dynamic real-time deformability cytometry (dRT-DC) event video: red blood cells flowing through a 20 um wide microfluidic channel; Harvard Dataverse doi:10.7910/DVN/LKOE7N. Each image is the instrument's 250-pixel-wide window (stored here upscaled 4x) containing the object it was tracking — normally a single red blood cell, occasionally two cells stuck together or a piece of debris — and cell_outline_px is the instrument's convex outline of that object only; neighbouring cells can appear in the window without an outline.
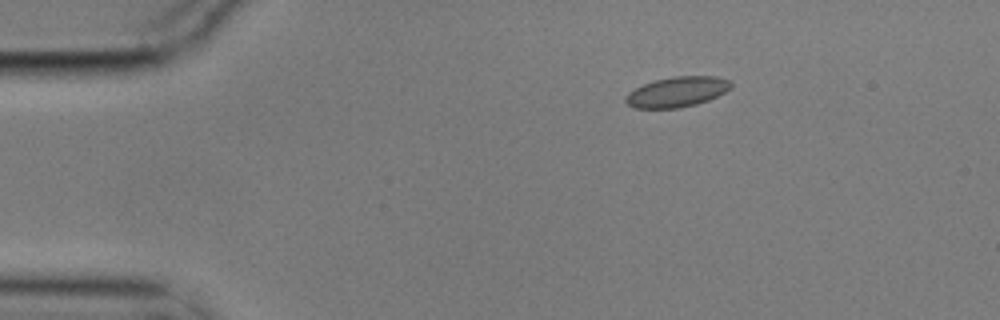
{"species": "common noctule bat (a hibernating species)", "species_latin": "Nyctalus noctula", "temperature_condition": "cold", "stored_images_in_passage": 5, "camera_frame_rate_fps": 3000, "um_per_image_px": 0.085, "animal": {"sex": "male", "body_mass_g": 17.9}, "frame": {"image": 1, "passage_image": 3, "time_ms": 0.667, "image_size_px": [1000, 320], "cell_outline_px": [[732, 88], [708, 100], [696, 104], [680, 108], [632, 108], [624, 100], [624, 96], [628, 92], [644, 84], [656, 80], [672, 76], [716, 76], [728, 80], [732, 84]], "centroid_in_image_um": [57.53, 7.81], "position_along_channel_um": 27.5, "area_um2": 18.55}}